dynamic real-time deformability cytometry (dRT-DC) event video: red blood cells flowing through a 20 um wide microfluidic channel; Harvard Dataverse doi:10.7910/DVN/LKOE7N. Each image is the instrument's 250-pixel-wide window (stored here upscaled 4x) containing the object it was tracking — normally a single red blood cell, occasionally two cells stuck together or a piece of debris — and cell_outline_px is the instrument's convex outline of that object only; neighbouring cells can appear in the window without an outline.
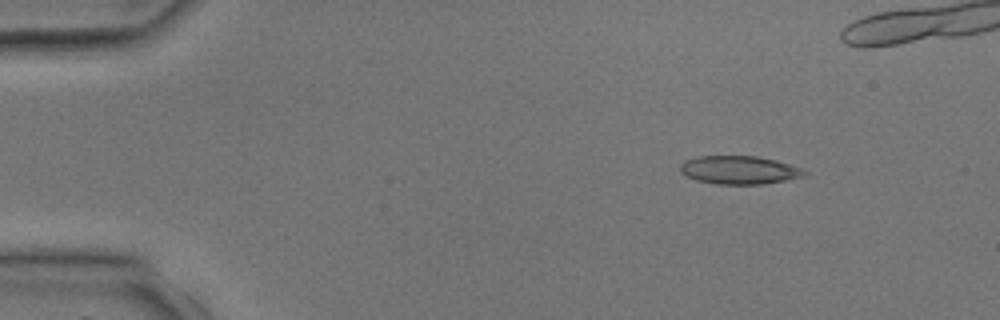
{"species": "common noctule bat (a hibernating species)", "species_latin": "Nyctalus noctula", "temperature_condition": "room temperature", "stored_images_in_passage": 3, "camera_frame_rate_fps": 3000, "um_per_image_px": 0.085, "animal": {"sex": "male", "body_mass_g": 17.9, "forearm_length_mm": 54.2}, "frame": {"image": 1, "passage_image": 1, "time_ms": 0.0, "image_size_px": [1000, 320], "cell_outline_px": [[808, 172], [804, 176], [764, 184], [716, 184], [696, 180], [684, 176], [680, 172], [680, 164], [684, 160], [696, 156], [756, 156], [776, 160], [800, 168]], "centroid_in_image_um": [62.77, 14.45], "position_along_channel_um": 22.2, "area_um2": 20.52}}